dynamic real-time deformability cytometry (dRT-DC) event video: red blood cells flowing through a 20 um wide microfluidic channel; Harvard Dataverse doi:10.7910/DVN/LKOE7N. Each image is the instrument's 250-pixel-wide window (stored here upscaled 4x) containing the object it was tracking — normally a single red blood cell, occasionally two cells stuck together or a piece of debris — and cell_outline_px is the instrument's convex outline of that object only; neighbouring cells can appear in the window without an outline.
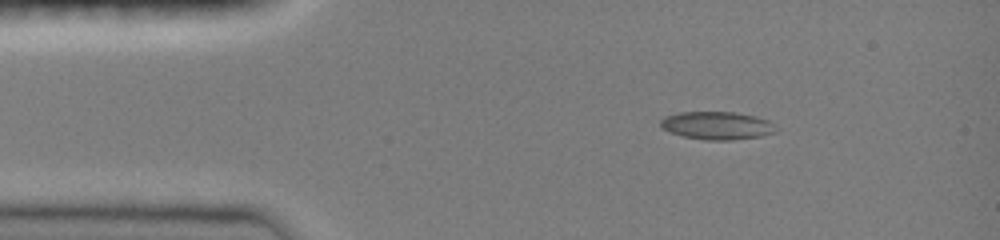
{"species": "common noctule bat (a hibernating species)", "species_latin": "Nyctalus noctula", "temperature_condition": "room temperature", "stored_images_in_passage": 41, "camera_frame_rate_fps": 3000, "um_per_image_px": 0.085, "animal": {"sex": "female", "body_mass_g": 19.0, "forearm_length_mm": 51.5}, "frame": {"image": 1, "passage_image": 1, "time_ms": 0.0, "image_size_px": [1000, 240], "cell_outline_px": [[776, 132], [760, 136], [732, 140], [704, 140], [684, 136], [668, 132], [660, 128], [660, 120], [664, 116], [680, 112], [736, 112], [756, 116], [768, 120], [772, 124]], "centroid_in_image_um": [60.89, 10.67], "position_along_channel_um": 24.1, "area_um2": 18.84}}
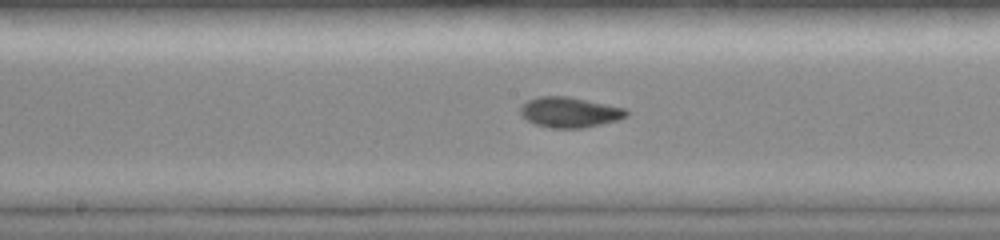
{"frame": {"image": 2, "passage_image": 18, "time_ms": 5.667, "image_size_px": [1000, 240], "cell_outline_px": [[628, 116], [616, 120], [600, 124], [580, 128], [548, 128], [536, 124], [528, 120], [520, 112], [520, 108], [528, 100], [540, 96], [568, 96], [624, 108], [628, 112]], "centroid_in_image_um": [48.41, 9.54], "position_along_channel_um": 199.8, "area_um2": 18.44}}
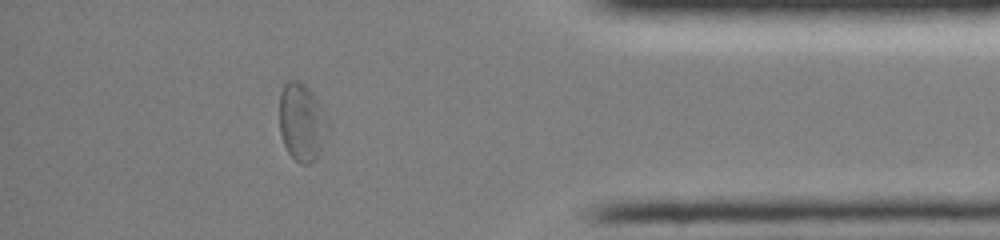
{"frame": {"image": 3, "passage_image": 35, "time_ms": 11.333, "image_size_px": [1000, 240], "cell_outline_px": [[328, 128], [316, 160], [308, 164], [300, 164], [288, 152], [284, 144], [280, 132], [280, 92], [284, 84], [288, 80], [296, 80], [304, 84], [312, 92], [320, 104], [328, 120]], "centroid_in_image_um": [25.65, 10.37], "position_along_channel_um": 409.6, "area_um2": 21.79}, "authors_computed_cell_mechanics": {"area_um2": 18.4382, "velocity_mm_per_s": 4.0572, "shape_relaxation_time_tau1_ms": 4.8922, "shape_relaxation_time_tau2_ms": 2.3374, "deformation_change_tau1": 0.1586, "deformation_change_tau2": 0.0734}}